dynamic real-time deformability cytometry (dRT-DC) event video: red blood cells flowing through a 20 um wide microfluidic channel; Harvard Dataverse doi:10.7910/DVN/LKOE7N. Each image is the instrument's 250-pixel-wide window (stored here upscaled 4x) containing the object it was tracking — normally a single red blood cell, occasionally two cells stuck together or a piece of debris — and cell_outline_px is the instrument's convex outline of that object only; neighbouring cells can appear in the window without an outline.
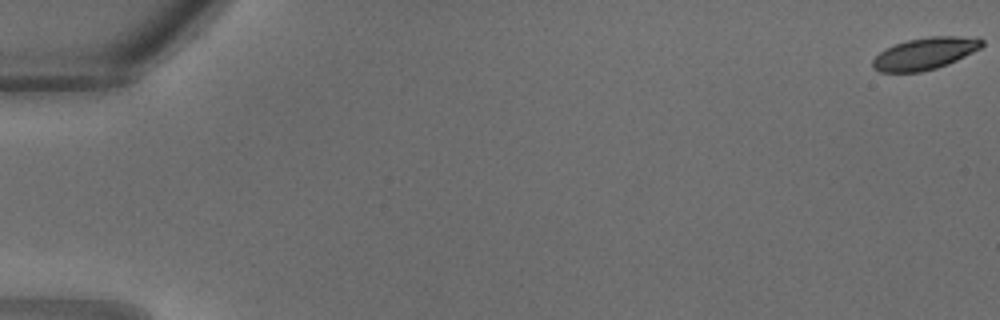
{"species": "common noctule bat (a hibernating species)", "species_latin": "Nyctalus noctula", "temperature_condition": "warm", "stored_images_in_passage": 8, "camera_frame_rate_fps": 3000, "um_per_image_px": 0.085, "animal": {"sex": "male", "body_mass_g": 18.8}, "frame": {"image": 1, "passage_image": 1, "time_ms": 0.0, "image_size_px": [1000, 320], "cell_outline_px": [[984, 44], [980, 48], [948, 64], [936, 68], [920, 72], [880, 72], [872, 68], [872, 60], [884, 48], [908, 40], [928, 36], [956, 36], [984, 40]], "centroid_in_image_um": [78.57, 4.56], "position_along_channel_um": 6.4, "area_um2": 20.17}}